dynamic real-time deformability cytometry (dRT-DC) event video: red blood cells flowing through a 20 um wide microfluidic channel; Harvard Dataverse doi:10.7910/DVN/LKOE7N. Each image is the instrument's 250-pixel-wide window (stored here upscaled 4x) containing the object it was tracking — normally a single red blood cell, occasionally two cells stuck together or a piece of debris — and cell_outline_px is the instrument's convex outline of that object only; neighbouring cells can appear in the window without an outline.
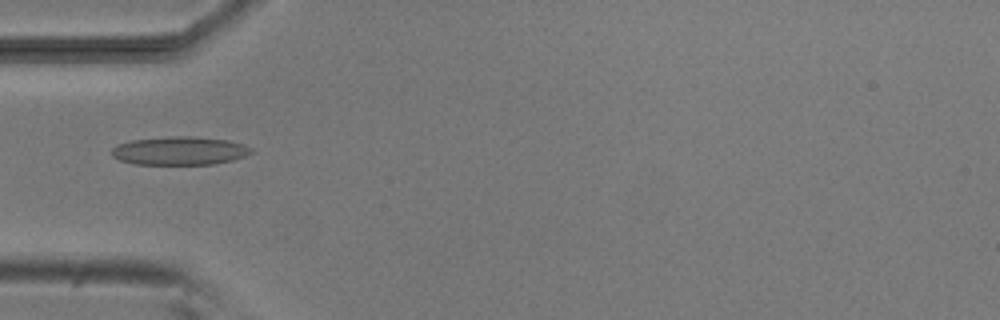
{"species": "common noctule bat (a hibernating species)", "species_latin": "Nyctalus noctula", "temperature_condition": "room temperature", "stored_images_in_passage": 1, "camera_frame_rate_fps": 3000, "um_per_image_px": 0.085, "animal": {"sex": "male", "body_mass_g": 20.5, "forearm_length_mm": 52.5}, "frame": {"image": 1, "passage_image": 1, "time_ms": 0.0, "image_size_px": [1000, 320], "cell_outline_px": [[256, 152], [232, 160], [212, 164], [136, 164], [120, 160], [112, 156], [112, 148], [116, 144], [132, 140], [176, 136], [192, 136], [228, 140], [244, 144], [252, 148]], "centroid_in_image_um": [15.3, 12.81], "position_along_channel_um": 69.7, "area_um2": 23.06}}